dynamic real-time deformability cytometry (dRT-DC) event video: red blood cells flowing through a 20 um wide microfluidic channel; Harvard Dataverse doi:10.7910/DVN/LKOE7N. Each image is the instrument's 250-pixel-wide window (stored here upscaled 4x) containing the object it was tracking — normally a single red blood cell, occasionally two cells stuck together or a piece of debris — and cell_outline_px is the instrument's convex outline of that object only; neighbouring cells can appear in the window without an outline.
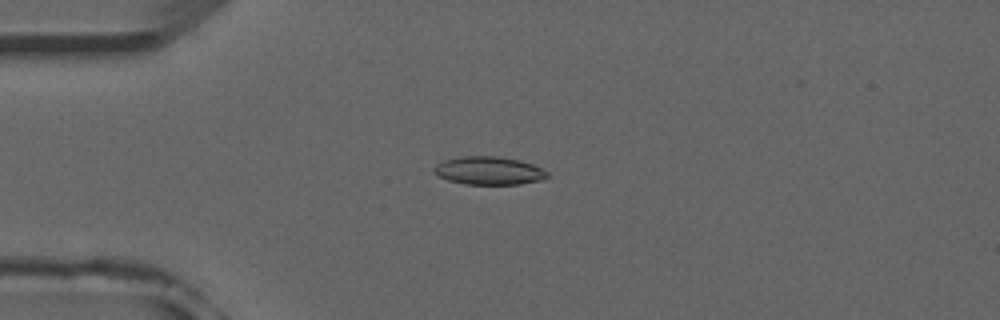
{"species": "common noctule bat (a hibernating species)", "species_latin": "Nyctalus noctula", "temperature_condition": "room temperature", "stored_images_in_passage": 41, "camera_frame_rate_fps": 3000, "um_per_image_px": 0.085, "animal": {"sex": "male", "forearm_length_mm": 52.5}, "frame": {"image": 1, "passage_image": 2, "time_ms": 0.333, "image_size_px": [1000, 320], "cell_outline_px": [[548, 176], [540, 180], [520, 184], [464, 184], [448, 180], [432, 172], [432, 168], [436, 164], [444, 160], [460, 156], [496, 156], [520, 160], [532, 164], [548, 172]], "centroid_in_image_um": [41.51, 14.5], "position_along_channel_um": 43.5, "area_um2": 18.55}}
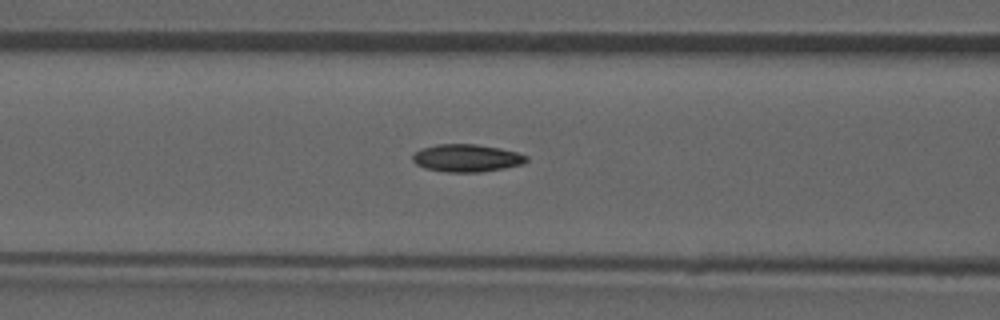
{"frame": {"image": 2, "passage_image": 10, "time_ms": 3.0, "image_size_px": [1000, 320], "cell_outline_px": [[528, 160], [524, 164], [504, 168], [480, 172], [448, 172], [424, 168], [416, 164], [412, 160], [412, 156], [416, 152], [424, 148], [436, 144], [476, 144], [500, 148], [516, 152], [528, 156]], "centroid_in_image_um": [39.69, 13.44], "position_along_channel_um": 126.9, "area_um2": 18.26}}
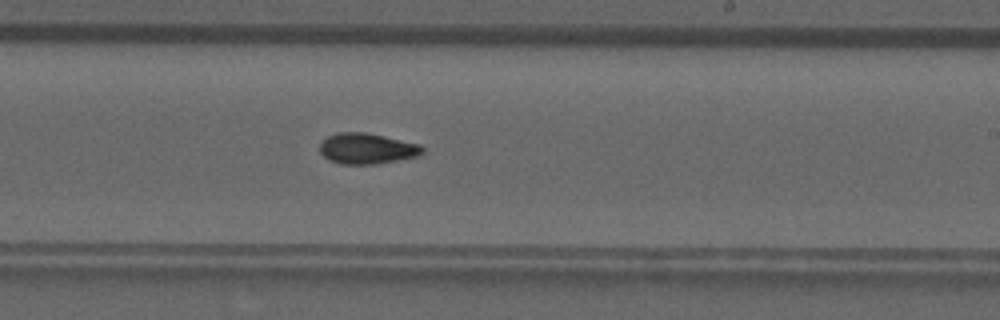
{"frame": {"image": 3, "passage_image": 20, "time_ms": 6.333, "image_size_px": [1000, 320], "cell_outline_px": [[424, 152], [420, 156], [376, 164], [340, 164], [328, 160], [320, 152], [320, 144], [328, 136], [336, 132], [364, 132], [384, 136], [420, 144], [424, 148]], "centroid_in_image_um": [31.2, 12.63], "position_along_channel_um": 257.8, "area_um2": 18.5}, "authors_computed_cell_mechanics": {"area_um2": 17.8024, "velocity_mm_per_s": 3.9331, "shape_relaxation_time_tau1_ms": null, "shape_relaxation_time_tau2_ms": 2.9611, "deformation_change_tau1": null, "deformation_change_tau2": 0.083}}